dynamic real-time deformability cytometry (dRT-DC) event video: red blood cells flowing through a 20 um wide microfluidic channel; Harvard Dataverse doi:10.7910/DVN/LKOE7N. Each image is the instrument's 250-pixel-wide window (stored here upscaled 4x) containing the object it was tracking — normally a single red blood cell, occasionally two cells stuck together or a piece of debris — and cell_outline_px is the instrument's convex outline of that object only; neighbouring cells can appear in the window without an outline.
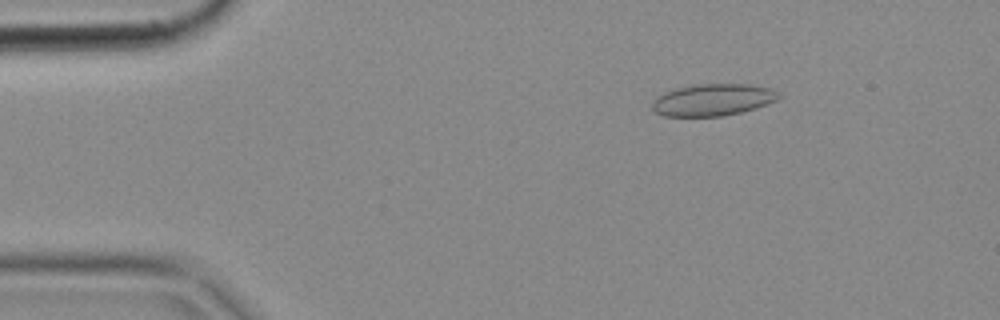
{"species": "common noctule bat (a hibernating species)", "species_latin": "Nyctalus noctula", "temperature_condition": "cold", "stored_images_in_passage": 4, "camera_frame_rate_fps": 3000, "um_per_image_px": 0.085, "animal": {"sex": "female", "body_mass_g": 18.4}, "frame": {"image": 1, "passage_image": 2, "time_ms": 0.333, "image_size_px": [1000, 320], "cell_outline_px": [[780, 96], [776, 100], [768, 104], [756, 108], [724, 116], [664, 116], [656, 112], [652, 108], [652, 104], [664, 92], [676, 88], [696, 84], [748, 84], [768, 88], [776, 92]], "centroid_in_image_um": [60.59, 8.49], "position_along_channel_um": 24.4, "area_um2": 23.24}}
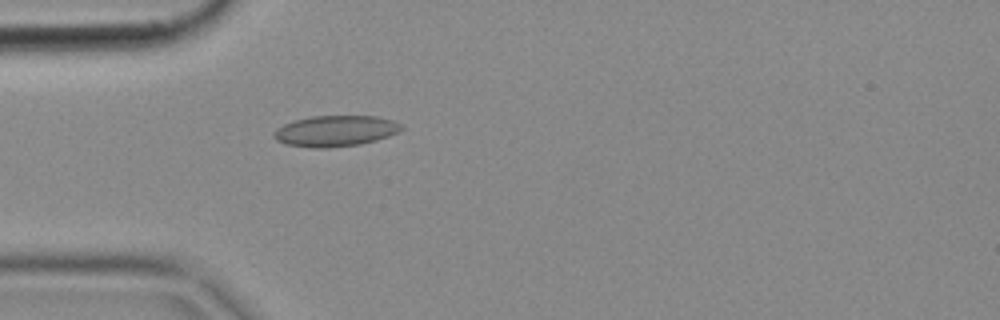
{"frame": {"image": 2, "passage_image": 4, "time_ms": 1.0, "image_size_px": [1000, 320], "cell_outline_px": [[404, 128], [400, 132], [376, 140], [360, 144], [328, 148], [312, 148], [284, 144], [276, 140], [272, 136], [272, 132], [276, 128], [284, 124], [296, 120], [312, 116], [376, 116], [392, 120], [400, 124]], "centroid_in_image_um": [28.49, 11.14], "position_along_channel_um": 56.5, "area_um2": 23.12}}